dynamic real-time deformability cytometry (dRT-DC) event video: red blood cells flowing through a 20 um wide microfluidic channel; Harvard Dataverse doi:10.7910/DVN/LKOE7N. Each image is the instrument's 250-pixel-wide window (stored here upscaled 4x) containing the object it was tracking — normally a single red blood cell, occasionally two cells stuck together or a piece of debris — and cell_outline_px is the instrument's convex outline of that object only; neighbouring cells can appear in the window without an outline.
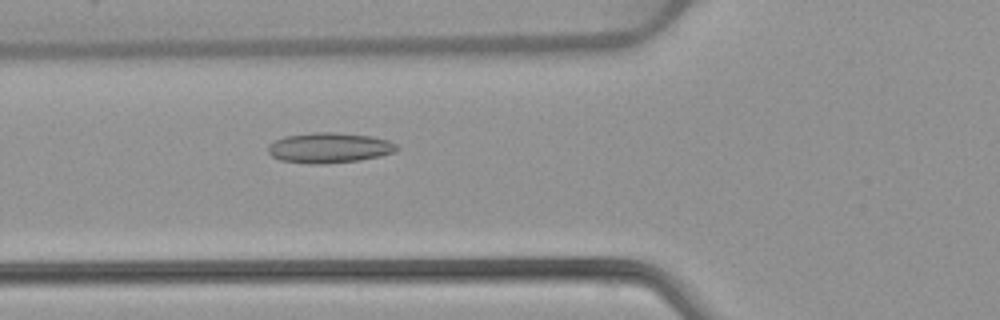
{"species": "common noctule bat (a hibernating species)", "species_latin": "Nyctalus noctula", "temperature_condition": "warm", "stored_images_in_passage": 53, "camera_frame_rate_fps": 3000, "um_per_image_px": 0.085, "animal": {"sex": "female", "body_mass_g": 22.7, "forearm_length_mm": 54.2}, "frame": {"image": 1, "passage_image": 20, "time_ms": 6.333, "image_size_px": [1000, 320], "cell_outline_px": [[400, 148], [396, 152], [380, 156], [360, 160], [324, 164], [312, 164], [280, 160], [272, 156], [268, 152], [268, 144], [284, 136], [312, 132], [336, 132], [372, 136], [388, 140], [396, 144]], "centroid_in_image_um": [28.01, 12.56], "position_along_channel_um": 97.8, "area_um2": 22.95}}
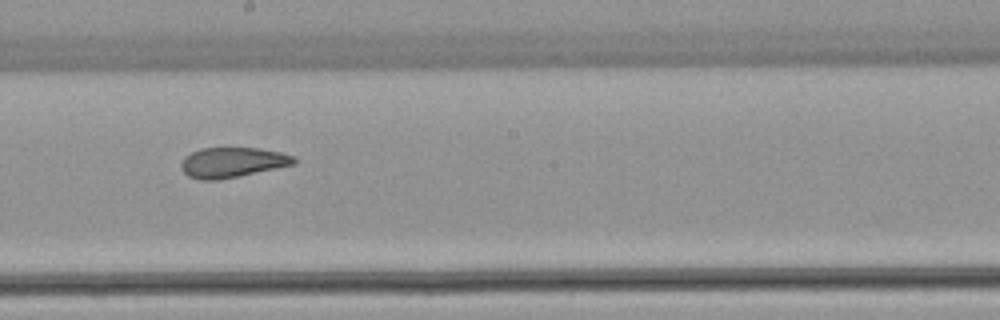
{"frame": {"image": 2, "passage_image": 30, "time_ms": 9.667, "image_size_px": [1000, 320], "cell_outline_px": [[296, 164], [240, 176], [216, 180], [200, 180], [188, 176], [180, 168], [180, 164], [184, 156], [200, 148], [260, 148], [280, 152], [296, 156]], "centroid_in_image_um": [19.75, 13.8], "position_along_channel_um": 228.4, "area_um2": 20.0}}
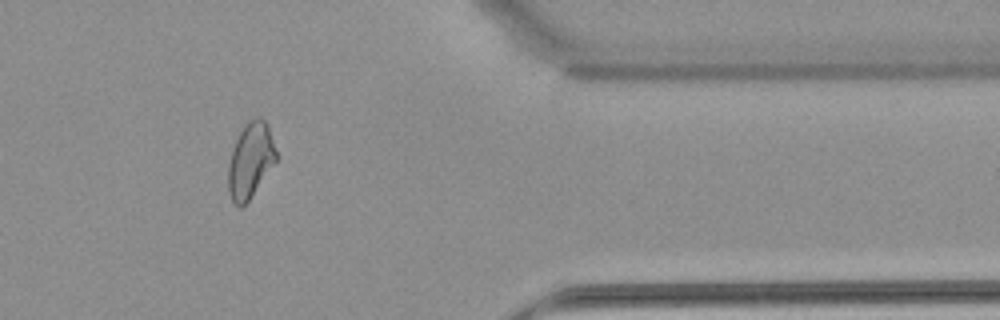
{"frame": {"image": 3, "passage_image": 44, "time_ms": 14.333, "image_size_px": [1000, 320], "cell_outline_px": [[276, 160], [248, 200], [240, 208], [232, 200], [228, 192], [228, 164], [236, 140], [244, 124], [248, 120], [260, 116], [268, 124], [276, 152]], "centroid_in_image_um": [21.27, 13.59], "position_along_channel_um": 390.1, "area_um2": 20.58}, "authors_computed_cell_mechanics": {"area_um2": 22.4264, "velocity_mm_per_s": 3.9118, "shape_relaxation_time_tau1_ms": null, "shape_relaxation_time_tau2_ms": 2.1365, "deformation_change_tau1": null, "deformation_change_tau2": 0.0784}}